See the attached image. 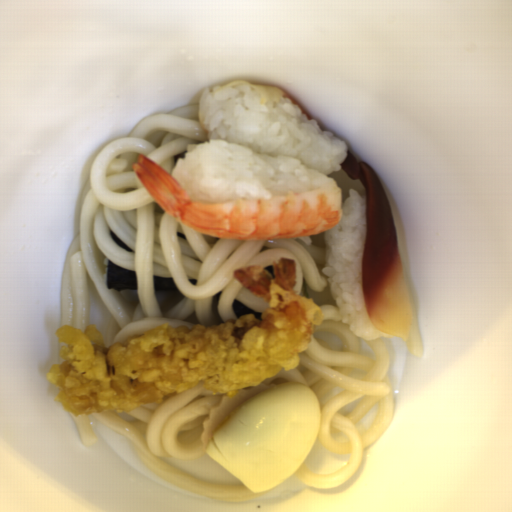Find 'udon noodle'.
<instances>
[{
  "label": "udon noodle",
  "instance_id": "udon-noodle-1",
  "mask_svg": "<svg viewBox=\"0 0 512 512\" xmlns=\"http://www.w3.org/2000/svg\"><path fill=\"white\" fill-rule=\"evenodd\" d=\"M200 104L144 118L126 137L101 148L85 182L78 233L62 269L59 326L90 325L88 280L109 320L106 346L122 343L168 323L173 327L213 326L240 318L238 300L264 313L269 302L239 283L238 268L290 258L296 266L294 292L311 298L324 318L301 352L299 363L260 381L311 388L320 405L314 441L329 452L350 454L337 472L317 474L302 461L293 472L303 484L335 488L362 465L365 450L391 423L394 393L391 358L383 339L357 337L342 322L325 266V233L286 239H226L205 235L165 212L136 176L146 156L172 175L177 159L207 141ZM115 233L134 251L115 245ZM136 271L138 290H107L106 261ZM173 277L179 290L155 291L152 277Z\"/></svg>",
  "mask_w": 512,
  "mask_h": 512
},
{
  "label": "udon noodle",
  "instance_id": "udon-noodle-2",
  "mask_svg": "<svg viewBox=\"0 0 512 512\" xmlns=\"http://www.w3.org/2000/svg\"><path fill=\"white\" fill-rule=\"evenodd\" d=\"M227 393L208 391L203 385L159 403L132 411L91 414L133 443L135 455L150 471L178 488L219 501L252 500L271 491L255 492L245 484L212 483L166 463L162 457L191 460L206 456L200 436L212 406Z\"/></svg>",
  "mask_w": 512,
  "mask_h": 512
},
{
  "label": "udon noodle",
  "instance_id": "udon-noodle-3",
  "mask_svg": "<svg viewBox=\"0 0 512 512\" xmlns=\"http://www.w3.org/2000/svg\"><path fill=\"white\" fill-rule=\"evenodd\" d=\"M70 416L77 427L81 443L91 447L99 442V439L92 428L88 414L74 416L70 413Z\"/></svg>",
  "mask_w": 512,
  "mask_h": 512
}]
</instances>
